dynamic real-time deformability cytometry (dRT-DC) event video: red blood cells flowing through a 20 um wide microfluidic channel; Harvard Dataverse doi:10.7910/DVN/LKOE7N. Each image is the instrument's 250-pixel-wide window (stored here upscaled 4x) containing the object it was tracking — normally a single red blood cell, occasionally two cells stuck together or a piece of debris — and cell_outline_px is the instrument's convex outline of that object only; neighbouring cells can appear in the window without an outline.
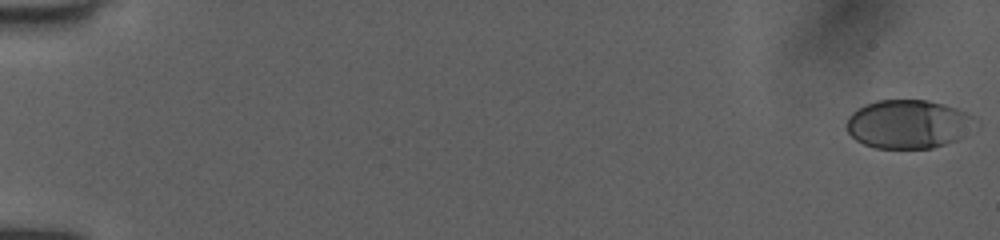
{"species": "human", "species_latin": "Homo sapiens", "temperature_condition": "room temperature", "stored_images_in_passage": 52, "camera_frame_rate_fps": 3000, "um_per_image_px": 0.085, "donor": {"sex": "female"}, "frame": {"image": 1, "passage_image": 1, "time_ms": 0.0, "image_size_px": [1000, 240], "cell_outline_px": [[972, 120], [956, 140], [932, 148], [876, 148], [864, 144], [856, 140], [848, 132], [848, 116], [852, 112], [876, 100], [928, 100], [944, 104], [956, 108], [972, 116]], "centroid_in_image_um": [77.1, 10.54], "position_along_channel_um": 7.9, "area_um2": 35.43}}
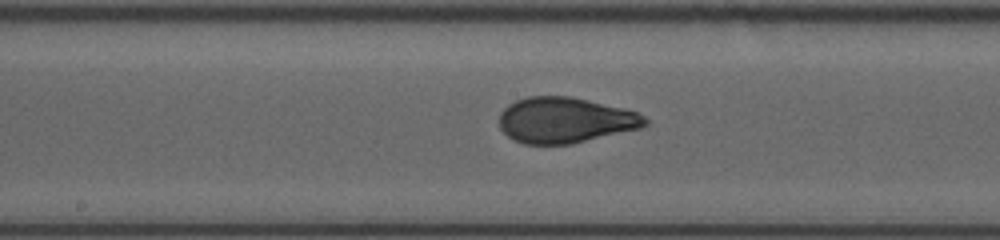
{"frame": {"image": 2, "passage_image": 29, "time_ms": 9.333, "image_size_px": [1000, 240], "cell_outline_px": [[648, 124], [640, 128], [572, 144], [524, 144], [508, 136], [500, 128], [500, 112], [508, 104], [516, 100], [528, 96], [572, 96], [624, 108], [636, 112], [644, 116], [648, 120]], "centroid_in_image_um": [48.04, 10.2], "position_along_channel_um": 200.2, "area_um2": 38.84}}
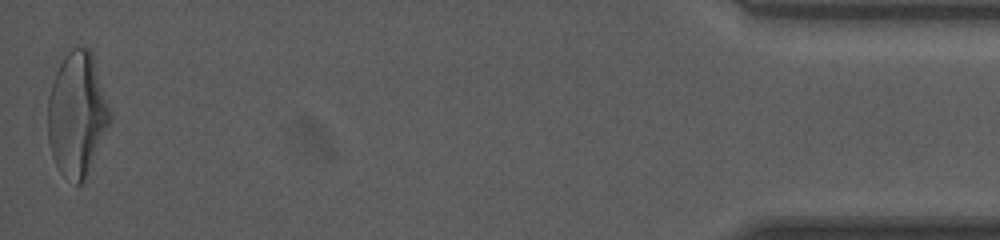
{"frame": {"image": 3, "passage_image": 52, "time_ms": 17.0, "image_size_px": [1000, 240], "cell_outline_px": [[112, 120], [84, 180], [80, 184], [76, 184], [64, 176], [60, 172], [52, 156], [48, 140], [48, 96], [56, 72], [64, 56], [72, 48], [88, 48], [92, 52], [112, 116]], "centroid_in_image_um": [6.55, 9.72], "position_along_channel_um": 428.7, "area_um2": 44.62}, "authors_computed_cell_mechanics": {"area_um2": 38.726, "velocity_mm_per_s": 4.0513, "shape_relaxation_time_tau1_ms": 4.2912, "shape_relaxation_time_tau2_ms": null, "deformation_change_tau1": 0.1707, "deformation_change_tau2": null}}